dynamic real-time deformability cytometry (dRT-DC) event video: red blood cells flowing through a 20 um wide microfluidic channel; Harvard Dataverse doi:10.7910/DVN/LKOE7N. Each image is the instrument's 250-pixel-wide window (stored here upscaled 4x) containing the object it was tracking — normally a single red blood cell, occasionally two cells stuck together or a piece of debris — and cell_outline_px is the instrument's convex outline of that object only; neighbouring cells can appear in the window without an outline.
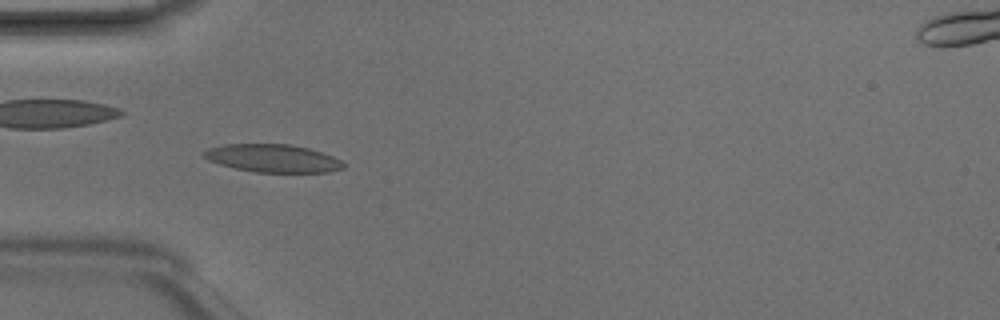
{"species": "Egyptian fruit bat (a non-hibernating species)", "species_latin": "Rousettus aegyptiacus", "temperature_condition": "room temperature", "stored_images_in_passage": 6, "camera_frame_rate_fps": 3000, "um_per_image_px": 0.085, "animal": {"sex": "male"}, "frame": {"image": 1, "passage_image": 4, "time_ms": 1.0, "image_size_px": [1000, 320], "cell_outline_px": [[344, 168], [328, 172], [256, 172], [236, 168], [220, 164], [208, 160], [200, 152], [208, 148], [224, 144], [288, 144], [308, 148], [332, 156], [340, 160], [344, 164]], "centroid_in_image_um": [23.15, 13.45], "position_along_channel_um": 61.8, "area_um2": 22.54}}